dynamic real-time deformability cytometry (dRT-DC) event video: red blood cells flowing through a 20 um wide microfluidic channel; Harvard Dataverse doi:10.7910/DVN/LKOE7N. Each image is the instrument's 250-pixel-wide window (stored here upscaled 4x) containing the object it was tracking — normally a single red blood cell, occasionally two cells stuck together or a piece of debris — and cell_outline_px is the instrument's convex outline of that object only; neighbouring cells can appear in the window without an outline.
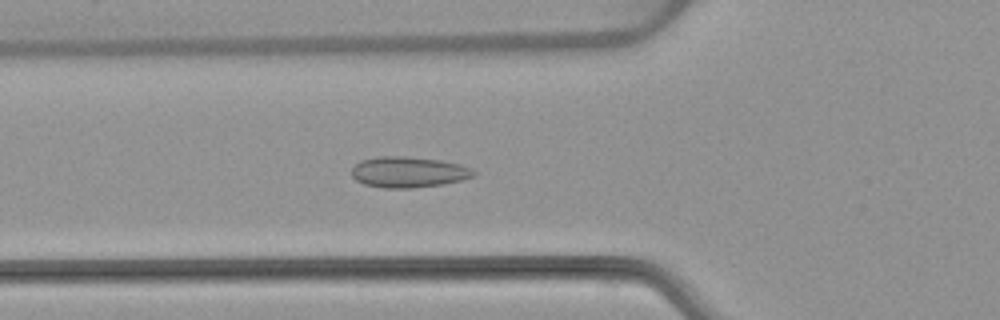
{"species": "common noctule bat (a hibernating species)", "species_latin": "Nyctalus noctula", "temperature_condition": "warm", "stored_images_in_passage": 53, "camera_frame_rate_fps": 3000, "um_per_image_px": 0.085, "animal": {"sex": "female", "body_mass_g": 22.7, "forearm_length_mm": 54.2}, "frame": {"image": 1, "passage_image": 19, "time_ms": 6.0, "image_size_px": [1000, 320], "cell_outline_px": [[476, 176], [444, 184], [412, 188], [384, 188], [364, 184], [356, 180], [352, 176], [352, 168], [360, 160], [376, 156], [404, 156], [440, 160], [460, 164], [472, 168], [476, 172]], "centroid_in_image_um": [34.72, 14.62], "position_along_channel_um": 91.1, "area_um2": 22.08}}
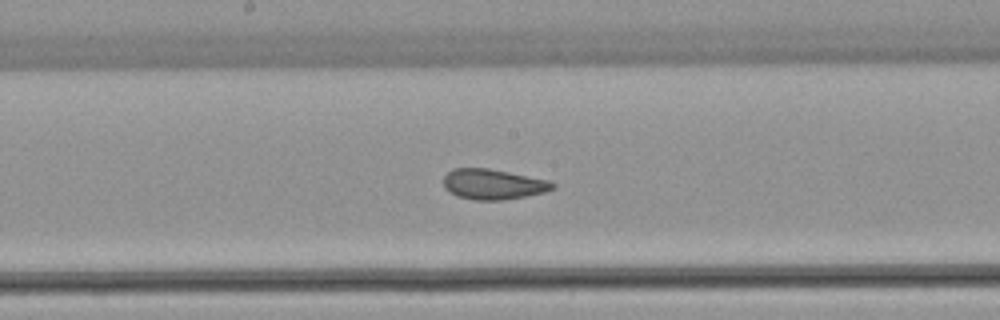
{"frame": {"image": 2, "passage_image": 28, "time_ms": 9.0, "image_size_px": [1000, 320], "cell_outline_px": [[556, 188], [544, 192], [504, 200], [476, 200], [456, 196], [448, 192], [444, 188], [444, 176], [452, 168], [488, 168], [548, 180], [556, 184]], "centroid_in_image_um": [41.89, 15.66], "position_along_channel_um": 206.3, "area_um2": 19.31}}
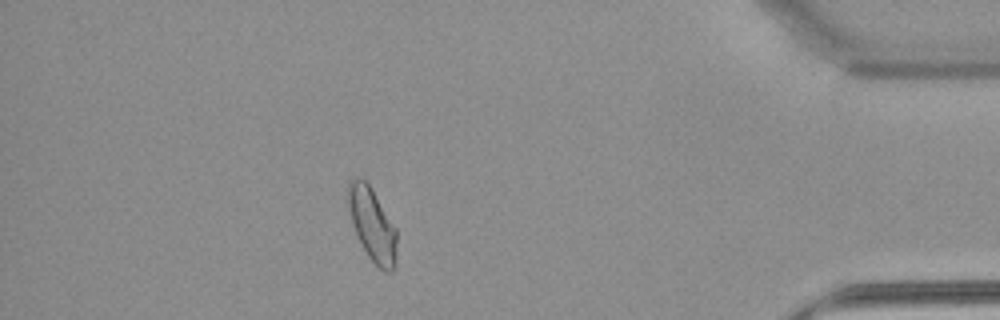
{"frame": {"image": 3, "passage_image": 47, "time_ms": 15.333, "image_size_px": [1000, 320], "cell_outline_px": [[396, 268], [392, 272], [384, 272], [368, 256], [352, 224], [348, 208], [348, 180], [356, 176], [364, 180], [368, 184], [396, 228]], "centroid_in_image_um": [31.64, 19.1], "position_along_channel_um": 403.6, "area_um2": 20.52}, "authors_computed_cell_mechanics": {"area_um2": 20.808, "velocity_mm_per_s": 3.8319, "shape_relaxation_time_tau1_ms": null, "shape_relaxation_time_tau2_ms": 1.2055, "deformation_change_tau1": null, "deformation_change_tau2": 0.0678}}